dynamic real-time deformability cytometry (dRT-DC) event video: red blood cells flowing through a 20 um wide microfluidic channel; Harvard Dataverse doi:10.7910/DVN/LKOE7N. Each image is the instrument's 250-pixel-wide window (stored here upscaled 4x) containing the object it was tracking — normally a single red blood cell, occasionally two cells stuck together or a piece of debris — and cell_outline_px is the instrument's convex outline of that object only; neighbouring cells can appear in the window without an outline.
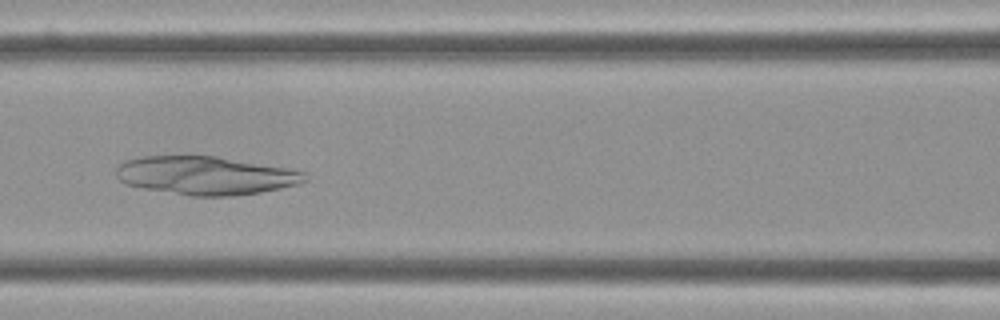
{"species": "Egyptian fruit bat (a non-hibernating species)", "species_latin": "Rousettus aegyptiacus", "temperature_condition": "cold", "stored_images_in_passage": 41, "camera_frame_rate_fps": 3000, "um_per_image_px": 0.085, "frame": {"image": 1, "passage_image": 13, "time_ms": 4.0, "image_size_px": [1000, 320], "cell_outline_px": [[308, 180], [296, 184], [280, 188], [260, 192], [236, 196], [188, 196], [144, 188], [124, 184], [116, 176], [116, 168], [124, 160], [140, 156], [216, 156], [284, 168], [304, 172]], "centroid_in_image_um": [17.41, 14.92], "position_along_channel_um": 149.2, "area_um2": 42.02}}
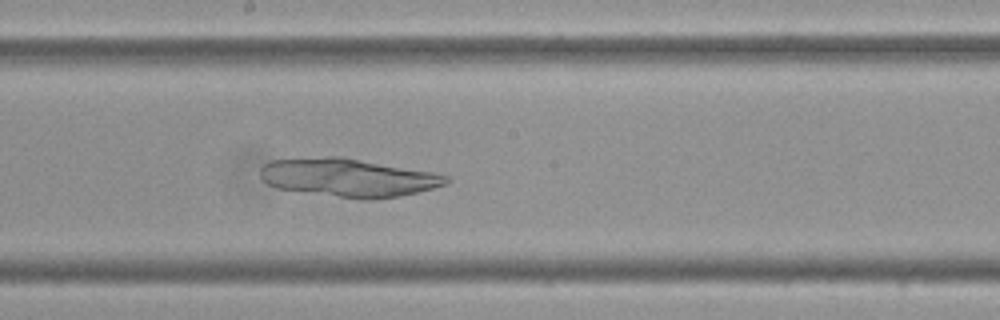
{"frame": {"image": 2, "passage_image": 19, "time_ms": 6.0, "image_size_px": [1000, 320], "cell_outline_px": [[448, 184], [400, 196], [372, 200], [360, 200], [276, 188], [268, 184], [260, 176], [260, 168], [268, 160], [328, 156], [340, 156], [432, 172], [448, 176]], "centroid_in_image_um": [29.57, 15.1], "position_along_channel_um": 218.6, "area_um2": 41.56}}
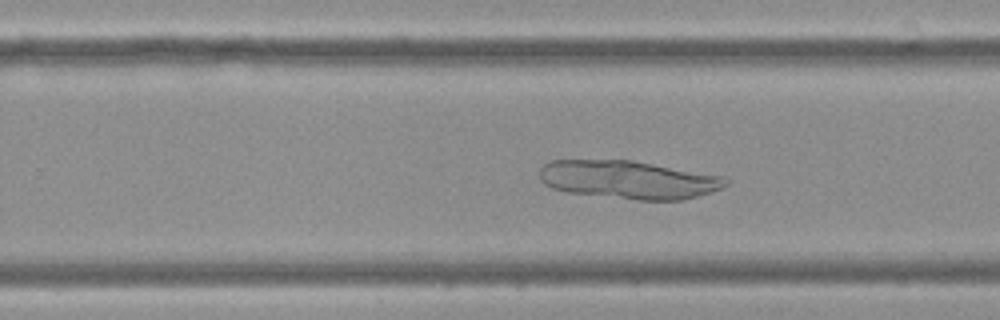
{"frame": {"image": 3, "passage_image": 24, "time_ms": 7.667, "image_size_px": [1000, 320], "cell_outline_px": [[728, 184], [724, 188], [712, 192], [680, 200], [636, 200], [568, 192], [552, 188], [544, 184], [540, 180], [540, 168], [544, 164], [552, 160], [632, 160], [724, 176], [728, 180]], "centroid_in_image_um": [53.44, 15.27], "position_along_channel_um": 276.4, "area_um2": 41.56}}